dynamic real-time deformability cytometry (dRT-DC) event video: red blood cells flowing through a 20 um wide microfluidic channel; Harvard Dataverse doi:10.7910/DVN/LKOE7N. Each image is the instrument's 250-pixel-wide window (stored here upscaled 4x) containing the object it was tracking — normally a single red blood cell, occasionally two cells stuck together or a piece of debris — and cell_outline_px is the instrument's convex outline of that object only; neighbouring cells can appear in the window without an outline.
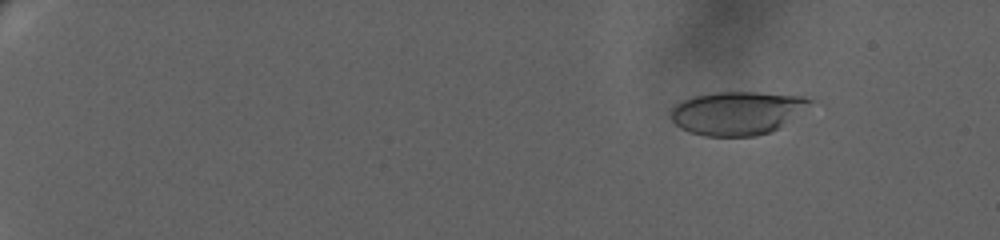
{"species": "human", "species_latin": "Homo sapiens", "temperature_condition": "warm", "stored_images_in_passage": 72, "camera_frame_rate_fps": 3000, "um_per_image_px": 0.085, "donor": {"sex": "female"}, "frame": {"image": 1, "passage_image": 10, "time_ms": 3.0, "image_size_px": [1000, 240], "cell_outline_px": [[812, 100], [772, 132], [756, 136], [704, 136], [688, 132], [680, 128], [668, 116], [672, 108], [676, 104], [684, 100], [696, 96], [716, 92], [756, 92], [804, 96]], "centroid_in_image_um": [62.55, 9.61], "position_along_channel_um": 22.5, "area_um2": 34.56}}
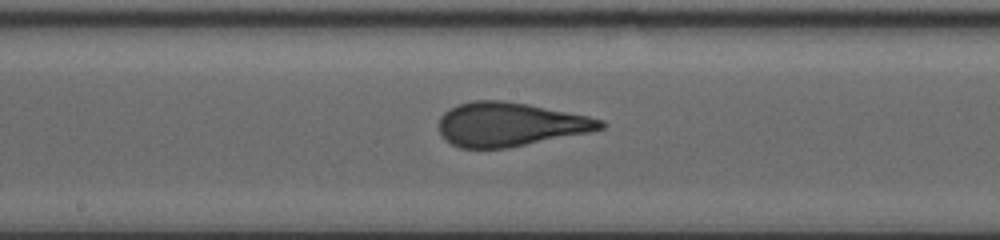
{"frame": {"image": 2, "passage_image": 44, "time_ms": 14.333, "image_size_px": [1000, 240], "cell_outline_px": [[608, 124], [604, 128], [592, 132], [508, 148], [460, 148], [444, 140], [440, 132], [440, 116], [444, 112], [460, 104], [472, 100], [500, 100], [528, 104], [588, 116], [604, 120]], "centroid_in_image_um": [43.39, 10.58], "position_along_channel_um": 204.8, "area_um2": 41.44}}
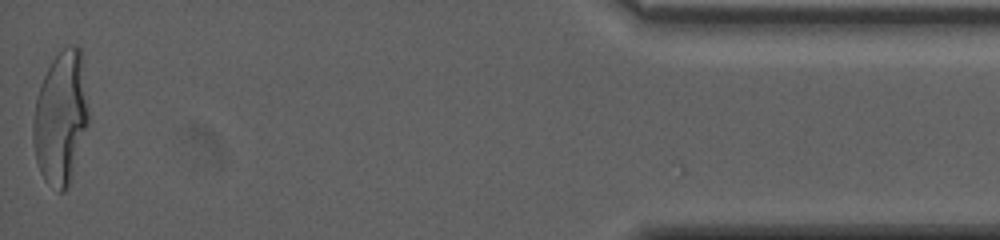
{"frame": {"image": 3, "passage_image": 72, "time_ms": 23.667, "image_size_px": [1000, 240], "cell_outline_px": [[88, 124], [72, 176], [68, 188], [64, 192], [60, 192], [44, 180], [40, 172], [36, 160], [32, 140], [32, 124], [36, 96], [40, 84], [52, 60], [68, 44], [76, 44], [80, 48], [88, 112]], "centroid_in_image_um": [5.14, 10.04], "position_along_channel_um": 430.1, "area_um2": 42.83}, "authors_computed_cell_mechanics": {"area_um2": 40.6045, "velocity_mm_per_s": 3.0994, "shape_relaxation_time_tau1_ms": 8.4546, "shape_relaxation_time_tau2_ms": null, "deformation_change_tau1": 0.2902, "deformation_change_tau2": null}}